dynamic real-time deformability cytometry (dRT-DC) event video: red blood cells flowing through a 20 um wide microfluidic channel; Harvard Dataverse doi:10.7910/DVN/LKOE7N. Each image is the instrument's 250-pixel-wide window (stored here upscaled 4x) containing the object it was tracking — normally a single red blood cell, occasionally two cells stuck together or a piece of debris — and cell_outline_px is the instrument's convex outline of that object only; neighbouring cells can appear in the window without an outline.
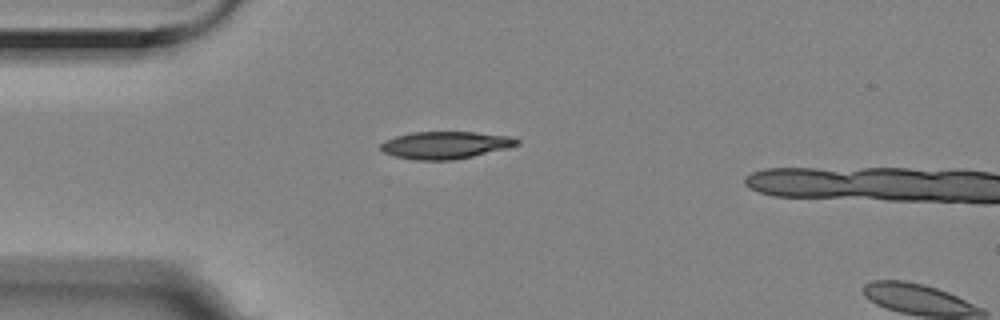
{"species": "Egyptian fruit bat (a non-hibernating species)", "species_latin": "Rousettus aegyptiacus", "temperature_condition": "room temperature", "stored_images_in_passage": 2, "camera_frame_rate_fps": 3000, "um_per_image_px": 0.085, "animal": {"sex": "female"}, "frame": {"image": 1, "passage_image": 1, "time_ms": 0.0, "image_size_px": [1000, 320], "cell_outline_px": [[520, 144], [508, 148], [472, 156], [452, 160], [416, 160], [392, 156], [384, 152], [380, 148], [380, 144], [384, 140], [396, 136], [412, 132], [476, 132], [512, 136], [520, 140]], "centroid_in_image_um": [37.86, 12.33], "position_along_channel_um": 47.1, "area_um2": 21.85}}